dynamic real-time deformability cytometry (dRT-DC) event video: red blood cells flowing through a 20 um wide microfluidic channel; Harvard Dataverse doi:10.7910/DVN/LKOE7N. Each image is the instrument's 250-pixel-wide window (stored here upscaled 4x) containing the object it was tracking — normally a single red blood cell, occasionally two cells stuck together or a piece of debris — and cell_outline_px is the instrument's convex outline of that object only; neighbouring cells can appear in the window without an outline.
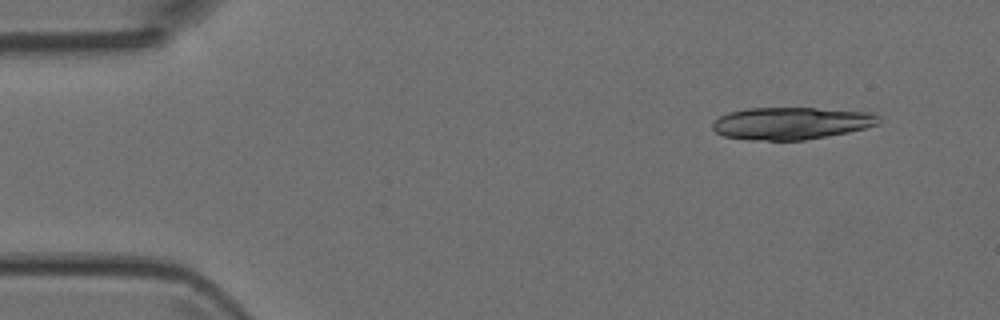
{"species": "Egyptian fruit bat (a non-hibernating species)", "species_latin": "Rousettus aegyptiacus", "temperature_condition": "room temperature", "stored_images_in_passage": 22, "segment_of_instrument_passage": [1, 2], "camera_frame_rate_fps": 3000, "um_per_image_px": 0.085, "animal": {"sex": "female"}, "frame": {"image": 1, "passage_image": 1, "time_ms": 0.0, "image_size_px": [1000, 320], "cell_outline_px": [[880, 124], [848, 132], [804, 140], [752, 140], [724, 136], [716, 132], [712, 128], [712, 124], [720, 116], [728, 112], [748, 108], [816, 108], [872, 112], [880, 116]], "centroid_in_image_um": [67.28, 10.47], "position_along_channel_um": 17.7, "area_um2": 31.27}}